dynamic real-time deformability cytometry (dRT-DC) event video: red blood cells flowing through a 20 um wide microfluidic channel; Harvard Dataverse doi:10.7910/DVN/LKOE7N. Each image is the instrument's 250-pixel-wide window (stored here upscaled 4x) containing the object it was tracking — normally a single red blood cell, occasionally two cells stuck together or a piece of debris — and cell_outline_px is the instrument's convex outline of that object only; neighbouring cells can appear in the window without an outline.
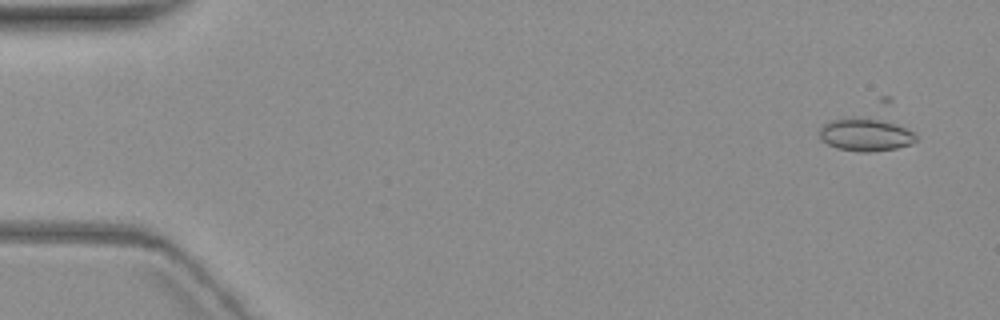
{"species": "common noctule bat (a hibernating species)", "species_latin": "Nyctalus noctula", "temperature_condition": "warm", "stored_images_in_passage": 6, "camera_frame_rate_fps": 3000, "um_per_image_px": 0.085, "animal": {"sex": "female", "body_mass_g": 19.3, "forearm_length_mm": 54.1}, "frame": {"image": 1, "passage_image": 2, "time_ms": 1.0, "image_size_px": [1000, 320], "cell_outline_px": [[916, 140], [912, 144], [896, 148], [868, 152], [860, 152], [836, 148], [820, 140], [820, 128], [828, 120], [844, 116], [880, 116], [912, 132], [916, 136]], "centroid_in_image_um": [73.53, 11.39], "position_along_channel_um": 11.5, "area_um2": 19.25}}